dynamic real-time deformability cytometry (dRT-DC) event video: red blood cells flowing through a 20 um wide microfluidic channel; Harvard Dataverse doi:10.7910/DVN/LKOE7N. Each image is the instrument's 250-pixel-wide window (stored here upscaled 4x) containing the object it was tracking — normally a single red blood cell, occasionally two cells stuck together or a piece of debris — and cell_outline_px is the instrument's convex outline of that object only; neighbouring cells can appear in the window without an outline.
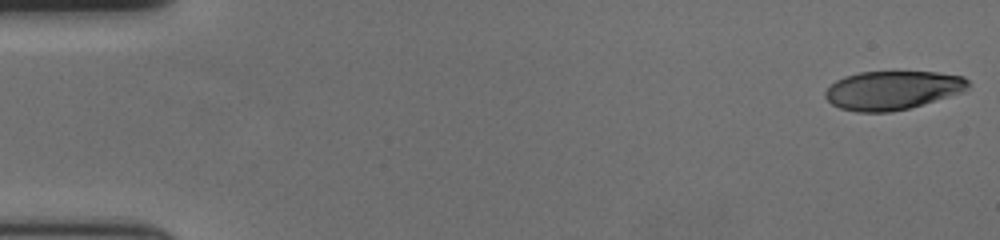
{"species": "human", "species_latin": "Homo sapiens", "temperature_condition": "cold", "stored_images_in_passage": 58, "camera_frame_rate_fps": 3000, "um_per_image_px": 0.085, "donor": {"sex": "female"}, "frame": {"image": 1, "passage_image": 1, "time_ms": 0.0, "image_size_px": [1000, 240], "cell_outline_px": [[972, 84], [964, 92], [908, 108], [892, 112], [856, 112], [840, 108], [832, 104], [824, 96], [824, 92], [836, 80], [844, 76], [860, 72], [936, 72], [964, 76]], "centroid_in_image_um": [75.88, 7.67], "position_along_channel_um": 9.1, "area_um2": 32.37}}
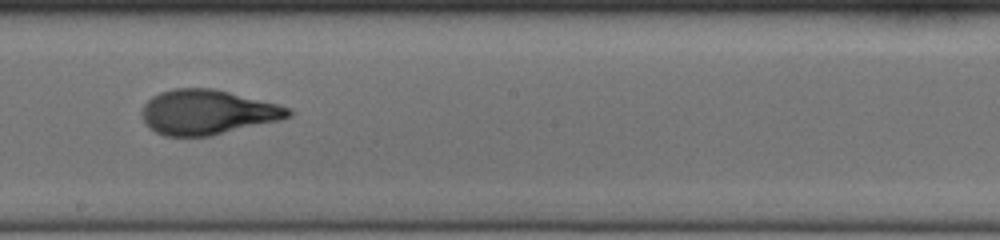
{"frame": {"image": 2, "passage_image": 33, "time_ms": 10.667, "image_size_px": [1000, 240], "cell_outline_px": [[292, 116], [280, 120], [212, 136], [164, 136], [148, 128], [144, 124], [140, 112], [144, 104], [152, 96], [160, 92], [172, 88], [216, 88], [276, 104], [288, 108], [292, 112]], "centroid_in_image_um": [17.58, 9.54], "position_along_channel_um": 230.6, "area_um2": 38.49}}
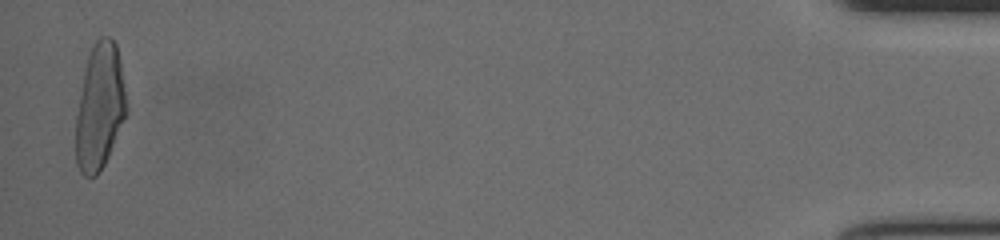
{"frame": {"image": 3, "passage_image": 57, "time_ms": 18.667, "image_size_px": [1000, 240], "cell_outline_px": [[128, 112], [108, 156], [100, 172], [96, 176], [84, 176], [80, 172], [76, 164], [76, 116], [84, 68], [88, 56], [96, 40], [100, 36], [108, 36], [116, 44], [120, 60], [128, 108]], "centroid_in_image_um": [8.48, 9.09], "position_along_channel_um": 426.7, "area_um2": 37.28}, "authors_computed_cell_mechanics": {"area_um2": 36.8475, "velocity_mm_per_s": 3.6094, "shape_relaxation_time_tau1_ms": 4.9925, "shape_relaxation_time_tau2_ms": 1.0503, "deformation_change_tau1": 0.236, "deformation_change_tau2": 0.074}}